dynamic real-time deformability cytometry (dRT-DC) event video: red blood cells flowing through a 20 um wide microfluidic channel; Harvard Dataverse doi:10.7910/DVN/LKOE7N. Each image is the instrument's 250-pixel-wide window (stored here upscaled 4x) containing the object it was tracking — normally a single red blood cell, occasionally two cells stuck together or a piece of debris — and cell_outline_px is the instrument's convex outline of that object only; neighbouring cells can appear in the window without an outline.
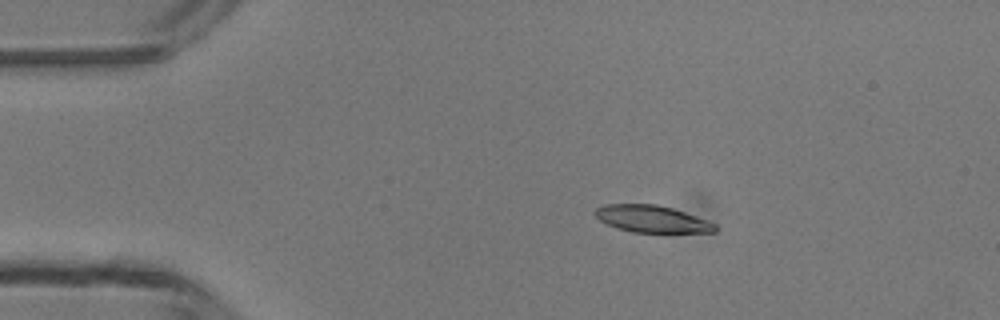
{"species": "common noctule bat (a hibernating species)", "species_latin": "Nyctalus noctula", "temperature_condition": "room temperature", "stored_images_in_passage": 6, "camera_frame_rate_fps": 3000, "um_per_image_px": 0.085, "animal": {"sex": "male", "body_mass_g": 13.3}, "frame": {"image": 1, "passage_image": 2, "time_ms": 2.333, "image_size_px": [1000, 320], "cell_outline_px": [[716, 232], [632, 232], [616, 228], [600, 220], [592, 212], [596, 208], [604, 204], [656, 204], [672, 208], [708, 220], [716, 224]], "centroid_in_image_um": [55.39, 18.6], "position_along_channel_um": 29.6, "area_um2": 18.84}}
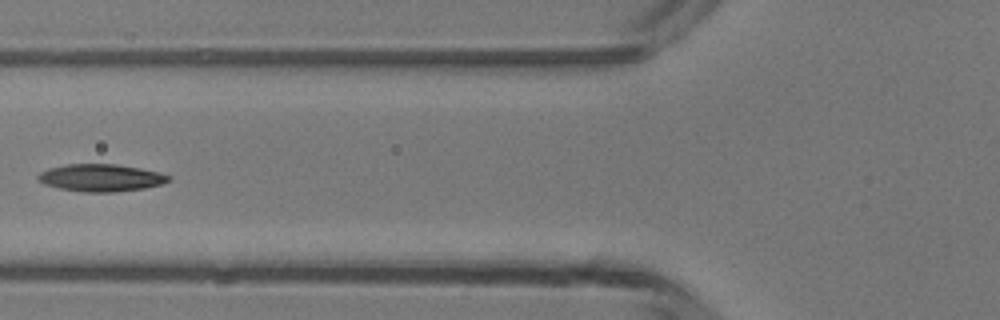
{"frame": {"image": 2, "passage_image": 5, "time_ms": 5.667, "image_size_px": [1000, 320], "cell_outline_px": [[172, 180], [160, 184], [144, 188], [112, 192], [80, 192], [60, 188], [44, 184], [36, 180], [36, 176], [40, 172], [48, 168], [64, 164], [116, 164], [140, 168], [160, 172], [172, 176]], "centroid_in_image_um": [8.56, 15.1], "position_along_channel_um": 117.2, "area_um2": 20.98}}
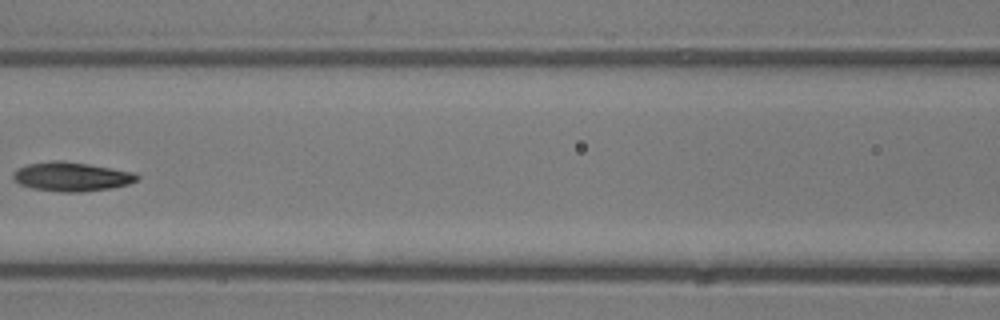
{"frame": {"image": 3, "passage_image": 6, "time_ms": 6.667, "image_size_px": [1000, 320], "cell_outline_px": [[140, 176], [136, 180], [128, 184], [108, 188], [80, 192], [60, 192], [32, 188], [20, 184], [12, 180], [12, 176], [16, 168], [28, 164], [52, 160], [60, 160], [88, 164], [136, 172]], "centroid_in_image_um": [6.05, 15.0], "position_along_channel_um": 160.6, "area_um2": 21.04}}